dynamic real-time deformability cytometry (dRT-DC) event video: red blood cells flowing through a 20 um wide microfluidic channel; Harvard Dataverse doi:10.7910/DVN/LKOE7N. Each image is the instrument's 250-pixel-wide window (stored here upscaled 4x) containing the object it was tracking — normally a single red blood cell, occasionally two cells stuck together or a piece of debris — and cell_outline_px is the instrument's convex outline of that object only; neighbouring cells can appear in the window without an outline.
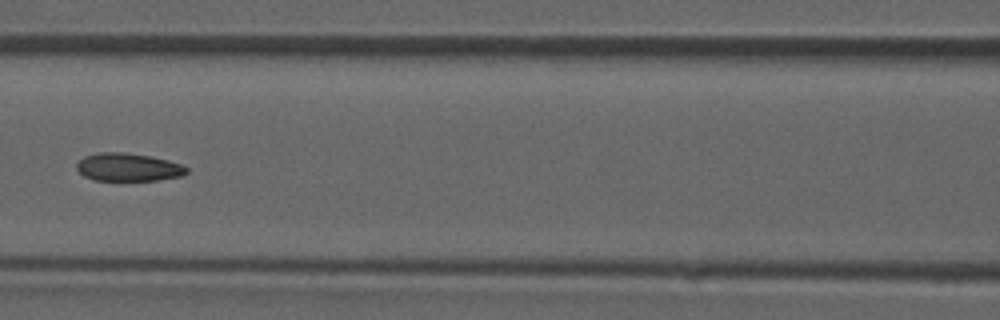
{"species": "common noctule bat (a hibernating species)", "species_latin": "Nyctalus noctula", "temperature_condition": "room temperature", "stored_images_in_passage": 39, "camera_frame_rate_fps": 3000, "um_per_image_px": 0.085, "animal": {"sex": "male", "forearm_length_mm": 52.5}, "frame": {"image": 1, "passage_image": 17, "time_ms": 5.333, "image_size_px": [1000, 320], "cell_outline_px": [[188, 172], [184, 176], [156, 180], [96, 180], [84, 176], [76, 168], [76, 164], [84, 156], [100, 152], [124, 152], [152, 156], [168, 160], [180, 164], [188, 168]], "centroid_in_image_um": [10.92, 14.2], "position_along_channel_um": 155.7, "area_um2": 17.98}}